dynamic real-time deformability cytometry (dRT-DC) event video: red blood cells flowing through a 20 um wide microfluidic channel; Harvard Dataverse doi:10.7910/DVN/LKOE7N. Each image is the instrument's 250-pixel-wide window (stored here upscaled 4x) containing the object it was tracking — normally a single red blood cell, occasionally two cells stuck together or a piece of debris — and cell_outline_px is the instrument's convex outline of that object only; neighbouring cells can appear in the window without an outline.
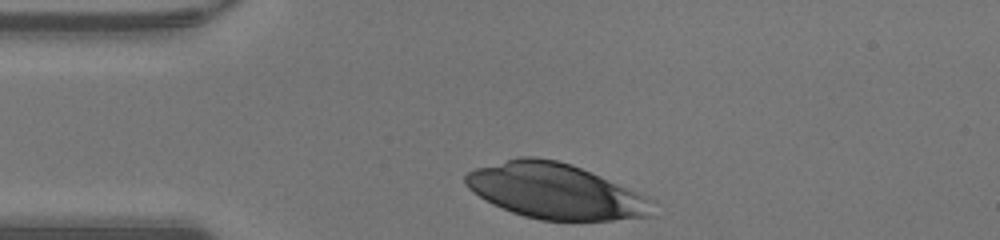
{"species": "human", "species_latin": "Homo sapiens", "temperature_condition": "warm", "stored_images_in_passage": 27, "camera_frame_rate_fps": 3000, "um_per_image_px": 0.085, "donor": {"sex": "male"}, "frame": {"image": 1, "passage_image": 1, "time_ms": 0.0, "image_size_px": [1000, 240], "cell_outline_px": [[656, 216], [612, 220], [540, 220], [524, 216], [512, 212], [492, 204], [484, 200], [472, 192], [464, 184], [464, 176], [468, 172], [476, 168], [520, 156], [532, 156], [556, 160], [572, 164], [648, 196], [656, 200]], "centroid_in_image_um": [47.26, 16.26], "position_along_channel_um": 37.7, "area_um2": 60.81}}